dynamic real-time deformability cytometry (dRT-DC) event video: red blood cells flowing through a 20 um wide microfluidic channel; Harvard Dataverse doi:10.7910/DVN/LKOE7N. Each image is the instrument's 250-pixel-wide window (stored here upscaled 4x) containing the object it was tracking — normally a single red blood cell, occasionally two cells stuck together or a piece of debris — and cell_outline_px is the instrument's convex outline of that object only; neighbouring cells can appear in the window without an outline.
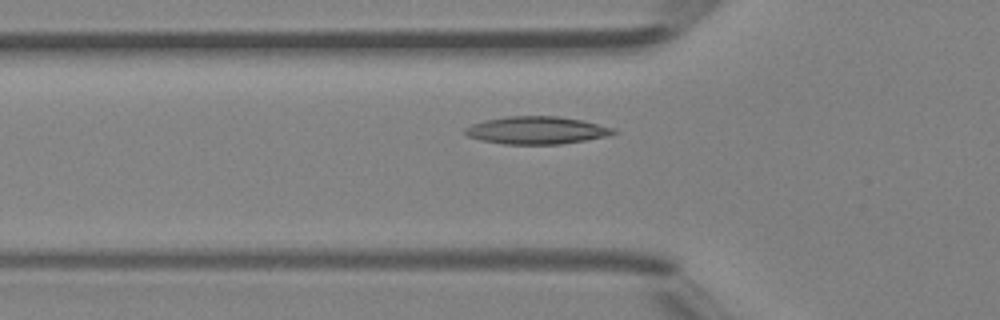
{"species": "Egyptian fruit bat (a non-hibernating species)", "species_latin": "Rousettus aegyptiacus", "temperature_condition": "room temperature", "stored_images_in_passage": 33, "camera_frame_rate_fps": 3000, "um_per_image_px": 0.085, "animal": {"sex": "female"}, "frame": {"image": 1, "passage_image": 7, "time_ms": 2.0, "image_size_px": [1000, 320], "cell_outline_px": [[616, 132], [608, 136], [560, 144], [504, 144], [480, 140], [468, 136], [464, 132], [464, 128], [472, 124], [484, 120], [508, 116], [560, 116], [580, 120], [616, 128]], "centroid_in_image_um": [45.6, 11.07], "position_along_channel_um": 80.2, "area_um2": 23.81}}
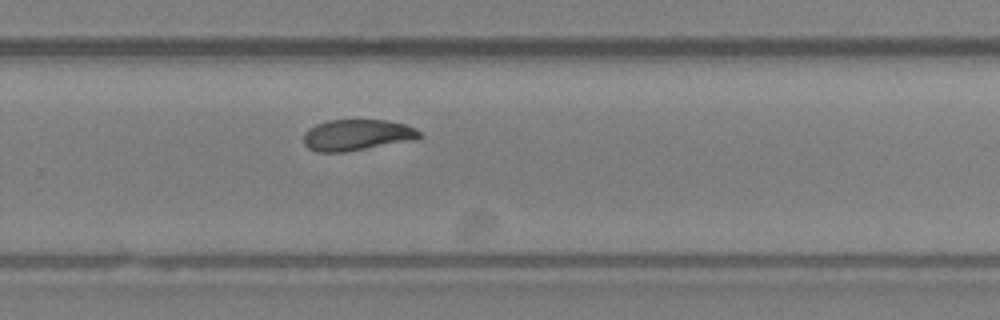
{"frame": {"image": 2, "passage_image": 22, "time_ms": 7.0, "image_size_px": [1000, 320], "cell_outline_px": [[424, 136], [416, 140], [344, 152], [316, 152], [308, 148], [304, 144], [304, 132], [308, 128], [316, 124], [328, 120], [388, 120], [404, 124], [416, 128]], "centroid_in_image_um": [30.36, 11.47], "position_along_channel_um": 299.4, "area_um2": 21.27}}
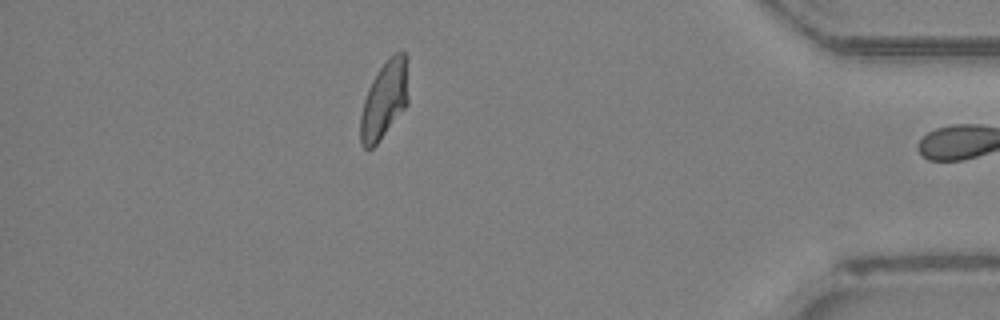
{"frame": {"image": 3, "passage_image": 32, "time_ms": 10.333, "image_size_px": [1000, 320], "cell_outline_px": [[408, 104], [376, 144], [372, 148], [364, 148], [360, 144], [360, 116], [364, 100], [368, 88], [376, 72], [396, 52], [404, 52], [408, 60]], "centroid_in_image_um": [32.68, 8.48], "position_along_channel_um": 402.5, "area_um2": 21.62}, "authors_computed_cell_mechanics": {"area_um2": 21.7906, "velocity_mm_per_s": 4.3985, "shape_relaxation_time_tau1_ms": 7.5686, "shape_relaxation_time_tau2_ms": 3.9709, "deformation_change_tau1": 0.1683, "deformation_change_tau2": 0.0746}}